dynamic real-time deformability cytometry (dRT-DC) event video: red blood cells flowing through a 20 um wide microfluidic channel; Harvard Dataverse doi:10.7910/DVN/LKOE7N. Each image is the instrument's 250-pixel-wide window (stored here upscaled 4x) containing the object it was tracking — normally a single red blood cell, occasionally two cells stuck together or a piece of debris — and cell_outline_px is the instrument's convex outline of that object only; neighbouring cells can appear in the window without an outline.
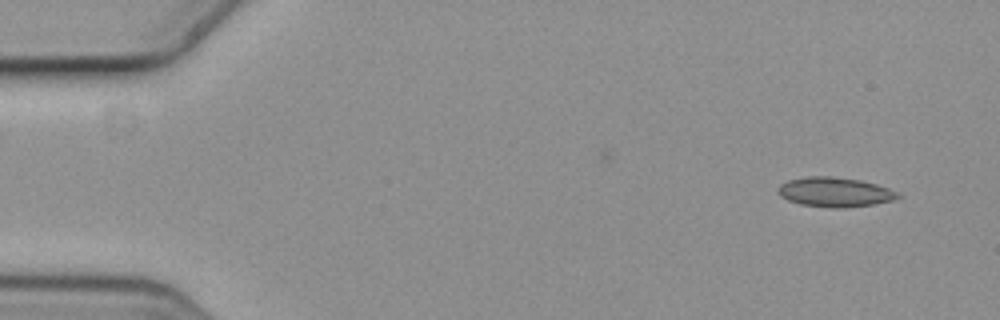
{"species": "common noctule bat (a hibernating species)", "species_latin": "Nyctalus noctula", "temperature_condition": "cold", "stored_images_in_passage": 3, "camera_frame_rate_fps": 3000, "um_per_image_px": 0.085, "animal": {"sex": "female", "body_mass_g": 19.3, "forearm_length_mm": 54.1}, "frame": {"image": 1, "passage_image": 3, "time_ms": 0.667, "image_size_px": [1000, 320], "cell_outline_px": [[904, 196], [892, 200], [872, 204], [844, 208], [832, 208], [800, 204], [788, 200], [780, 196], [780, 184], [788, 180], [808, 176], [832, 176], [860, 180], [876, 184], [888, 188]], "centroid_in_image_um": [70.97, 16.32], "position_along_channel_um": 14.0, "area_um2": 20.52}}